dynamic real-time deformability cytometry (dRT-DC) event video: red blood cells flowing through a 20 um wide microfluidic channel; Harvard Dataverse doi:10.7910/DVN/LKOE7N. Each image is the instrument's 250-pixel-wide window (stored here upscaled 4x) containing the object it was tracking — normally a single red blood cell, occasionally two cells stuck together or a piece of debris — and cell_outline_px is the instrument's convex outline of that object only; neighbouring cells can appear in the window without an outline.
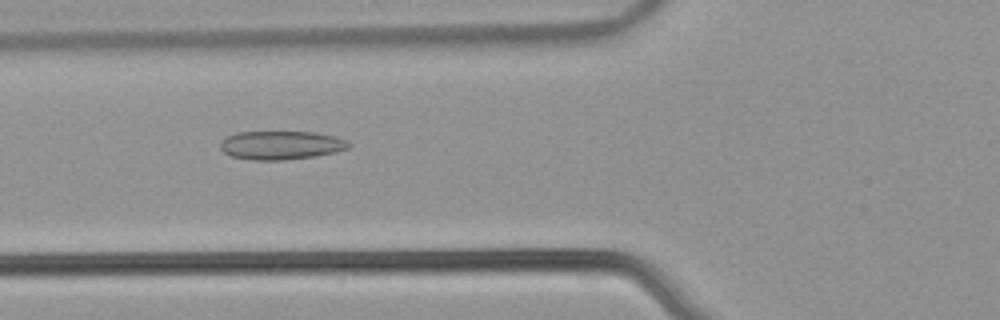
{"species": "common noctule bat (a hibernating species)", "species_latin": "Nyctalus noctula", "temperature_condition": "warm", "stored_images_in_passage": 42, "camera_frame_rate_fps": 3000, "um_per_image_px": 0.085, "animal": {"sex": "male", "body_mass_g": 21.5, "forearm_length_mm": 52.0}, "frame": {"image": 1, "passage_image": 10, "time_ms": 3.0, "image_size_px": [1000, 320], "cell_outline_px": [[352, 144], [348, 148], [336, 152], [312, 156], [284, 160], [252, 160], [232, 156], [224, 152], [220, 148], [220, 144], [228, 136], [236, 132], [316, 132], [336, 136], [348, 140]], "centroid_in_image_um": [23.93, 12.33], "position_along_channel_um": 101.9, "area_um2": 21.39}}
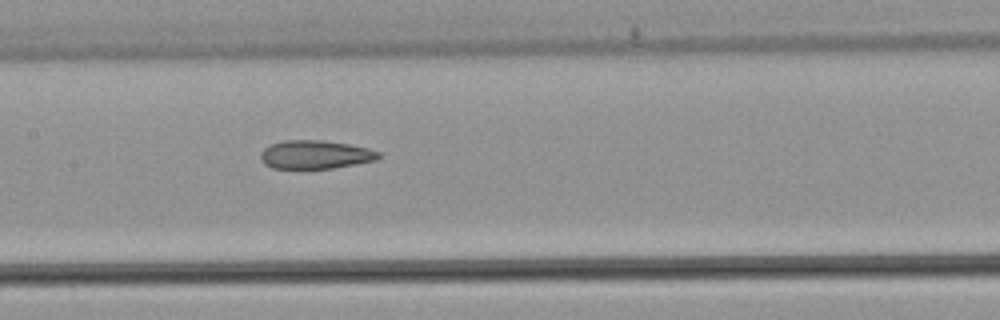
{"frame": {"image": 2, "passage_image": 16, "time_ms": 5.0, "image_size_px": [1000, 320], "cell_outline_px": [[380, 156], [376, 160], [332, 168], [272, 168], [264, 164], [260, 160], [260, 152], [264, 148], [272, 144], [284, 140], [324, 140], [348, 144], [368, 148], [380, 152]], "centroid_in_image_um": [26.77, 13.13], "position_along_channel_um": 180.6, "area_um2": 19.54}}
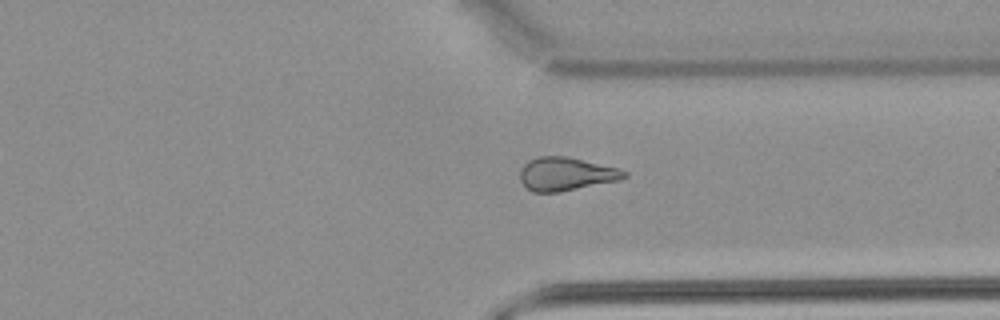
{"frame": {"image": 3, "passage_image": 30, "time_ms": 9.667, "image_size_px": [1000, 320], "cell_outline_px": [[628, 176], [620, 180], [560, 192], [532, 192], [520, 180], [520, 168], [528, 160], [540, 156], [564, 156], [616, 168], [628, 172]], "centroid_in_image_um": [48.09, 14.8], "position_along_channel_um": 363.3, "area_um2": 20.06}, "authors_computed_cell_mechanics": {"area_um2": 20.3456, "velocity_mm_per_s": 3.9217, "shape_relaxation_time_tau1_ms": null, "shape_relaxation_time_tau2_ms": 4.3505, "deformation_change_tau1": null, "deformation_change_tau2": 0.1346}}